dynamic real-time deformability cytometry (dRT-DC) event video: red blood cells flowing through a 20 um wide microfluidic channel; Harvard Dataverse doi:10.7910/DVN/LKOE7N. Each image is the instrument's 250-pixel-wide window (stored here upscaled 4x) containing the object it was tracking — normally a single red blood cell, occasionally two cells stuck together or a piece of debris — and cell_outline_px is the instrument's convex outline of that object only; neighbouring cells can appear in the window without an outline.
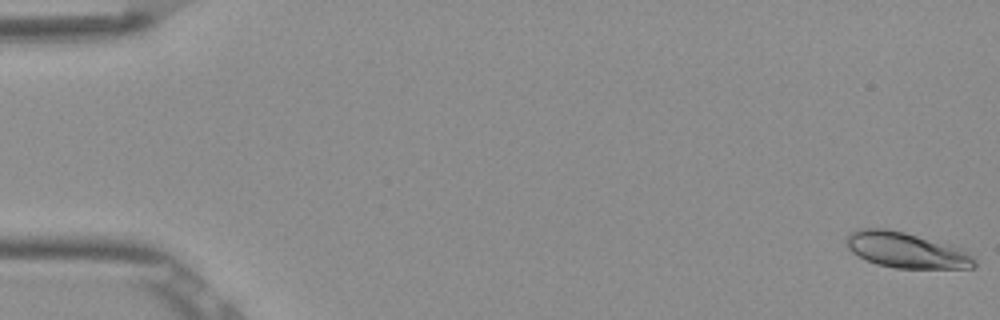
{"species": "Egyptian fruit bat (a non-hibernating species)", "species_latin": "Rousettus aegyptiacus", "temperature_condition": "room temperature", "stored_images_in_passage": 10, "camera_frame_rate_fps": 3000, "um_per_image_px": 0.085, "frame": {"image": 1, "passage_image": 1, "time_ms": 0.0, "image_size_px": [1000, 320], "cell_outline_px": [[976, 264], [972, 268], [896, 268], [876, 264], [852, 252], [848, 248], [848, 232], [860, 228], [888, 228], [904, 232], [964, 248], [976, 260]], "centroid_in_image_um": [77.06, 21.25], "position_along_channel_um": 7.9, "area_um2": 26.53}}
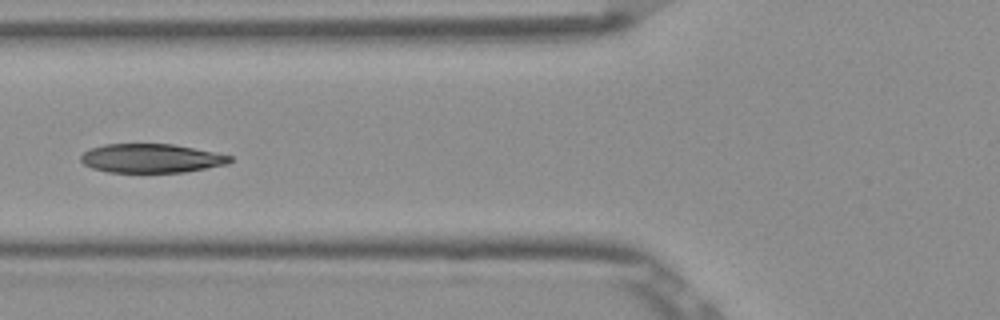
{"frame": {"image": 2, "passage_image": 6, "time_ms": 1.667, "image_size_px": [1000, 320], "cell_outline_px": [[232, 160], [228, 164], [184, 172], [108, 172], [92, 168], [84, 164], [80, 160], [80, 156], [88, 148], [104, 144], [172, 144], [232, 156]], "centroid_in_image_um": [12.81, 13.45], "position_along_channel_um": 113.0, "area_um2": 25.03}}
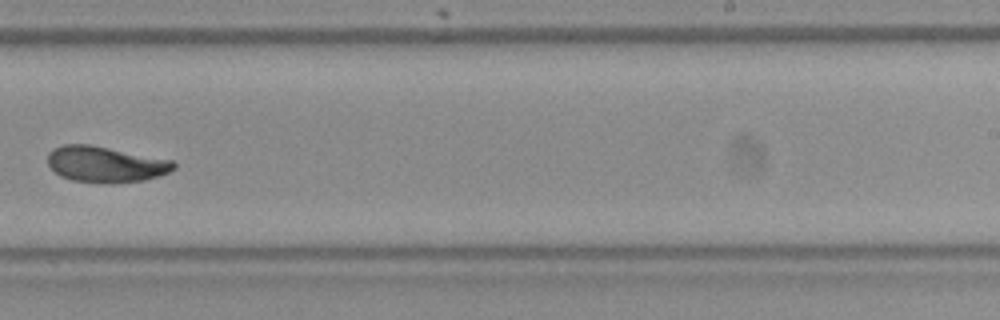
{"frame": {"image": 3, "passage_image": 10, "time_ms": 3.0, "image_size_px": [1000, 320], "cell_outline_px": [[176, 168], [168, 172], [144, 180], [72, 180], [60, 176], [48, 164], [48, 152], [52, 148], [64, 144], [88, 144], [172, 160], [176, 164]], "centroid_in_image_um": [8.93, 13.9], "position_along_channel_um": 280.1, "area_um2": 25.26}}